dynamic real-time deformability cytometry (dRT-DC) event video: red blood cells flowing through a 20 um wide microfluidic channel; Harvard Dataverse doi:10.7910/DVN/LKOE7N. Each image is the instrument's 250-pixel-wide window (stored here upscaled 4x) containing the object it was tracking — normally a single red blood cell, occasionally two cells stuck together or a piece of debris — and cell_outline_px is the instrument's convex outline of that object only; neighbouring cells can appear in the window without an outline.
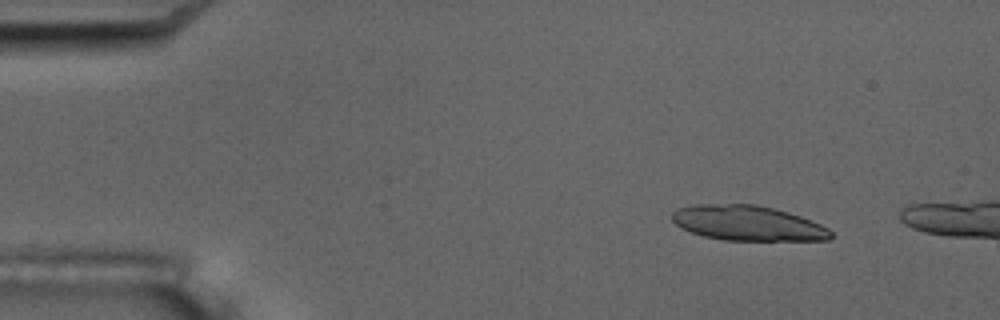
{"species": "common noctule bat (a hibernating species)", "species_latin": "Nyctalus noctula", "temperature_condition": "room temperature", "stored_images_in_passage": 5, "camera_frame_rate_fps": 3000, "um_per_image_px": 0.085, "animal": {"sex": "male", "body_mass_g": 17.5, "forearm_length_mm": 52.3}, "frame": {"image": 1, "passage_image": 2, "time_ms": 1.333, "image_size_px": [1000, 320], "cell_outline_px": [[832, 236], [828, 240], [724, 240], [704, 236], [680, 228], [672, 220], [672, 212], [676, 208], [696, 204], [756, 204], [788, 212], [800, 216], [820, 224], [828, 228], [832, 232]], "centroid_in_image_um": [63.53, 18.96], "position_along_channel_um": 21.5, "area_um2": 32.37}}